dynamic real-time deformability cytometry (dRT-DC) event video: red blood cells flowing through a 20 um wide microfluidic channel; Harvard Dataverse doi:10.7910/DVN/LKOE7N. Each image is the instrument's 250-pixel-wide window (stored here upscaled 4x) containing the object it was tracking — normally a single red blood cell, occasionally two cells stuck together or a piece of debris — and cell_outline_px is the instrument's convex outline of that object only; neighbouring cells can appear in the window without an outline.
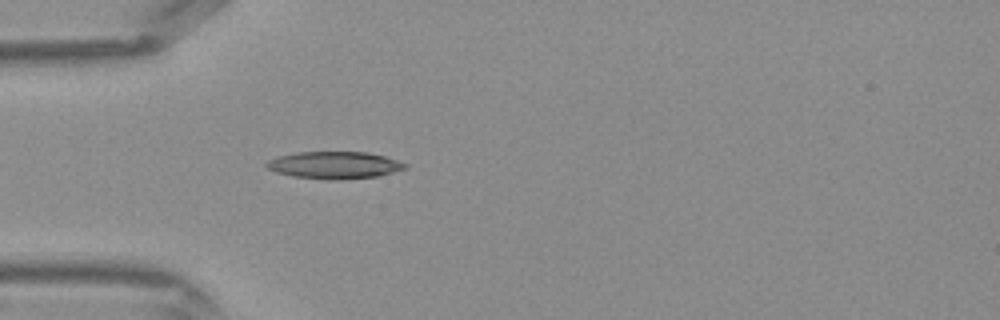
{"species": "Egyptian fruit bat (a non-hibernating species)", "species_latin": "Rousettus aegyptiacus", "temperature_condition": "warm", "stored_images_in_passage": 21, "camera_frame_rate_fps": 3000, "um_per_image_px": 0.085, "frame": {"image": 1, "passage_image": 3, "time_ms": 0.667, "image_size_px": [1000, 320], "cell_outline_px": [[408, 168], [376, 176], [336, 180], [328, 180], [292, 176], [276, 172], [268, 168], [264, 164], [268, 160], [280, 156], [296, 152], [368, 152], [384, 156], [408, 164]], "centroid_in_image_um": [28.42, 14.03], "position_along_channel_um": 56.6, "area_um2": 21.85}}
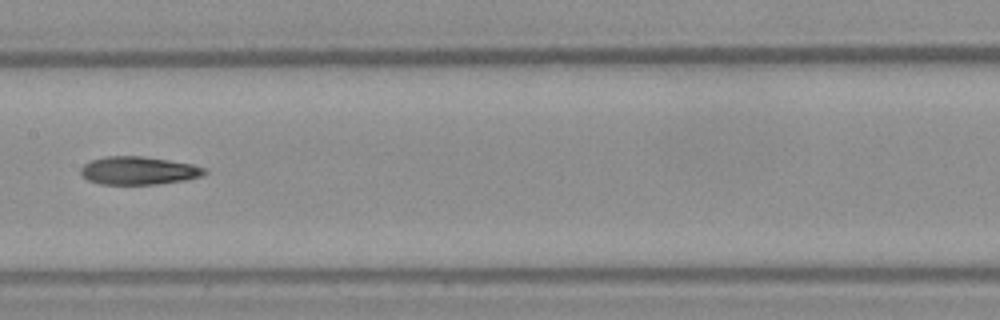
{"frame": {"image": 2, "passage_image": 12, "time_ms": 3.667, "image_size_px": [1000, 320], "cell_outline_px": [[208, 172], [204, 176], [188, 180], [156, 184], [100, 184], [88, 180], [80, 176], [80, 168], [88, 160], [104, 156], [144, 156], [192, 164], [208, 168]], "centroid_in_image_um": [11.79, 14.5], "position_along_channel_um": 195.6, "area_um2": 20.69}}
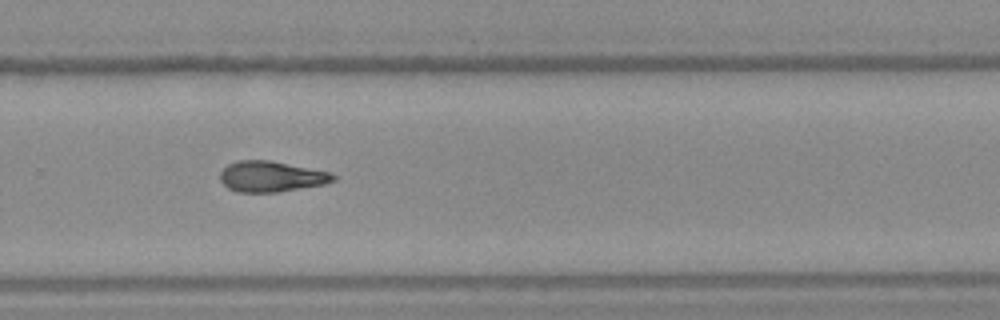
{"frame": {"image": 3, "passage_image": 19, "time_ms": 6.0, "image_size_px": [1000, 320], "cell_outline_px": [[336, 180], [324, 184], [276, 192], [236, 192], [228, 188], [220, 180], [220, 172], [228, 164], [240, 160], [268, 160], [328, 172], [336, 176]], "centroid_in_image_um": [23.01, 15.01], "position_along_channel_um": 306.8, "area_um2": 19.94}}